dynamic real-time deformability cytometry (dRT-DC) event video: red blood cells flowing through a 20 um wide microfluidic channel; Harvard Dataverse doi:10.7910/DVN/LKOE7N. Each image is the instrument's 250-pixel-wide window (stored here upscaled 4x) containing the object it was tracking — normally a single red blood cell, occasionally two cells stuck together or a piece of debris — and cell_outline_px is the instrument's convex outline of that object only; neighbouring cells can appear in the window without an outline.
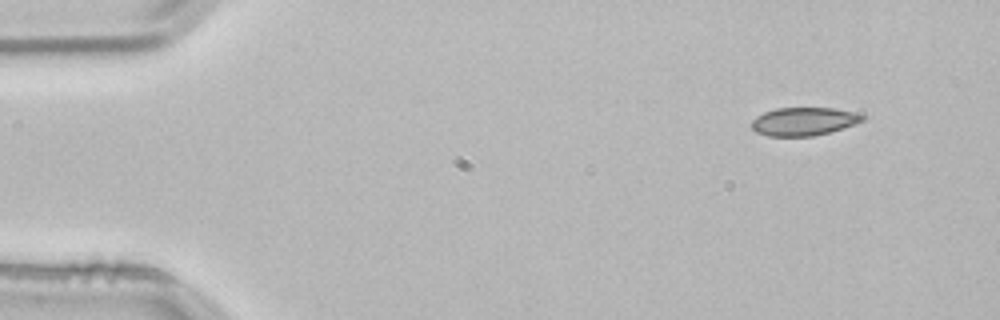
{"species": "common noctule bat (a hibernating species)", "species_latin": "Nyctalus noctula", "temperature_condition": "room temperature", "stored_images_in_passage": 3, "segment_of_instrument_passage": [1, 2], "camera_frame_rate_fps": 3000, "um_per_image_px": 0.085, "animal": {"sex": "male", "body_mass_g": 21.5, "forearm_length_mm": 52.0}, "frame": {"image": 1, "passage_image": 1, "time_ms": 0.0, "image_size_px": [1000, 320], "cell_outline_px": [[864, 120], [856, 124], [828, 132], [812, 136], [768, 136], [756, 132], [752, 128], [752, 120], [756, 116], [764, 112], [776, 108], [832, 108], [856, 112], [864, 116]], "centroid_in_image_um": [68.31, 10.32], "position_along_channel_um": 16.7, "area_um2": 18.15}}